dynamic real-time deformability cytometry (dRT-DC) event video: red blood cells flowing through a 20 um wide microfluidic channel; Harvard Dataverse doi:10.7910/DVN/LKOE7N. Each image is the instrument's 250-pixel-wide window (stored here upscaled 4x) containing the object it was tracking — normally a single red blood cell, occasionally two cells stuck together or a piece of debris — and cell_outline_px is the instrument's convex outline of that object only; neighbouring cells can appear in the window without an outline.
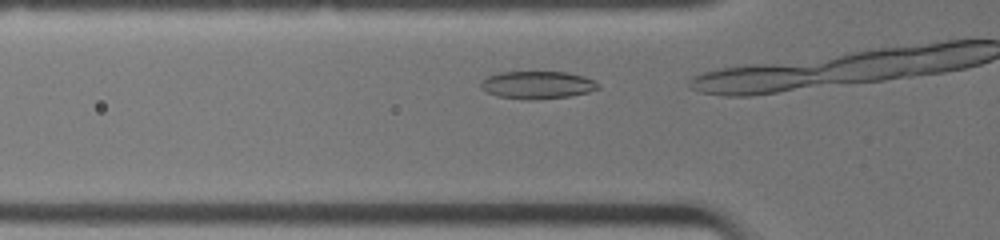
{"species": "common noctule bat (a hibernating species)", "species_latin": "Nyctalus noctula", "temperature_condition": "warm", "stored_images_in_passage": 4, "camera_frame_rate_fps": 3000, "um_per_image_px": 0.085, "animal": {"sex": "female", "body_mass_g": 19.0, "forearm_length_mm": 51.5}, "frame": {"image": 1, "passage_image": 3, "time_ms": 0.667, "image_size_px": [1000, 240], "cell_outline_px": [[600, 88], [588, 92], [568, 96], [536, 100], [532, 100], [496, 96], [480, 88], [480, 84], [488, 76], [500, 72], [568, 72], [584, 76], [600, 84]], "centroid_in_image_um": [45.69, 7.22], "position_along_channel_um": 80.1, "area_um2": 18.84}}